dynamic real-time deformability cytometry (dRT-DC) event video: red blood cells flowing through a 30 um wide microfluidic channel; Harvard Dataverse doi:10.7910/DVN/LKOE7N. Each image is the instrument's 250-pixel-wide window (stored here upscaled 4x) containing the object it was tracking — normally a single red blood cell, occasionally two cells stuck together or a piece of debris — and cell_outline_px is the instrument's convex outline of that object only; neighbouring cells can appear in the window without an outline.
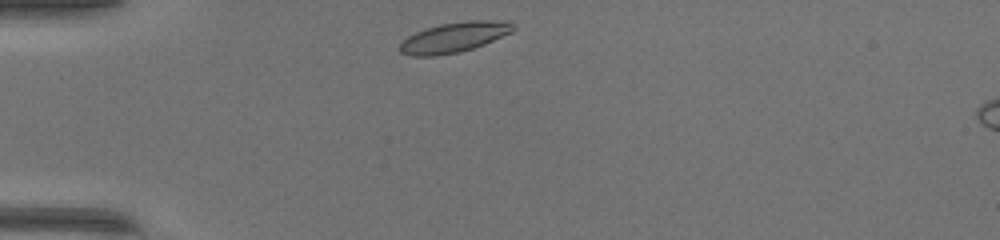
{"species": "common noctule bat (a hibernating species)", "species_latin": "Nyctalus noctula", "temperature_condition": "warm", "stored_images_in_passage": 37, "camera_frame_rate_fps": 3000, "um_per_image_px": 0.085, "animal": {"sex": "female", "body_mass_g": 17.0, "forearm_length_mm": 48.0}, "frame": {"image": 1, "passage_image": 1, "time_ms": 0.0, "image_size_px": [1000, 240], "cell_outline_px": [[516, 28], [512, 32], [484, 44], [460, 52], [436, 56], [412, 56], [400, 52], [396, 48], [408, 36], [416, 32], [440, 24], [464, 20], [512, 20]], "centroid_in_image_um": [38.64, 3.16], "position_along_channel_um": 46.4, "area_um2": 20.17}}
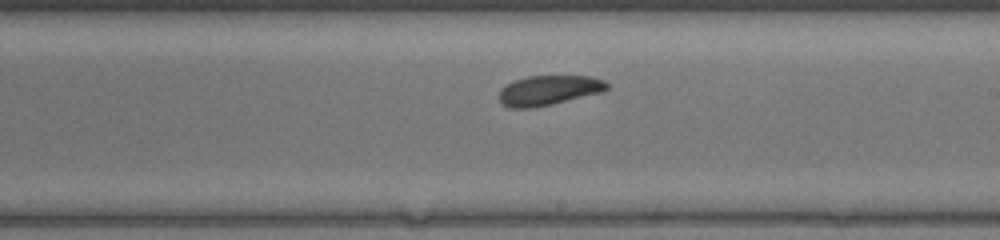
{"frame": {"image": 2, "passage_image": 17, "time_ms": 5.333, "image_size_px": [1000, 240], "cell_outline_px": [[608, 88], [600, 92], [552, 104], [532, 108], [508, 108], [500, 100], [500, 88], [512, 80], [528, 76], [592, 76], [604, 80], [608, 84]], "centroid_in_image_um": [46.61, 7.66], "position_along_channel_um": 242.4, "area_um2": 18.67}}
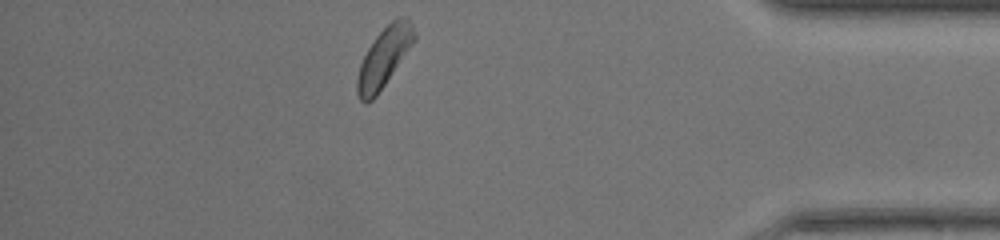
{"frame": {"image": 3, "passage_image": 31, "time_ms": 10.0, "image_size_px": [1000, 240], "cell_outline_px": [[416, 40], [376, 96], [372, 100], [364, 104], [360, 100], [356, 92], [356, 80], [360, 64], [368, 48], [376, 36], [396, 16], [408, 16], [412, 24], [416, 36]], "centroid_in_image_um": [32.65, 4.86], "position_along_channel_um": 402.5, "area_um2": 19.77}, "authors_computed_cell_mechanics": {"area_um2": 19.074, "velocity_mm_per_s": 4.201, "shape_relaxation_time_tau1_ms": 3.9172, "shape_relaxation_time_tau2_ms": 9.5451, "deformation_change_tau1": 0.0827, "deformation_change_tau2": 0.1698}}